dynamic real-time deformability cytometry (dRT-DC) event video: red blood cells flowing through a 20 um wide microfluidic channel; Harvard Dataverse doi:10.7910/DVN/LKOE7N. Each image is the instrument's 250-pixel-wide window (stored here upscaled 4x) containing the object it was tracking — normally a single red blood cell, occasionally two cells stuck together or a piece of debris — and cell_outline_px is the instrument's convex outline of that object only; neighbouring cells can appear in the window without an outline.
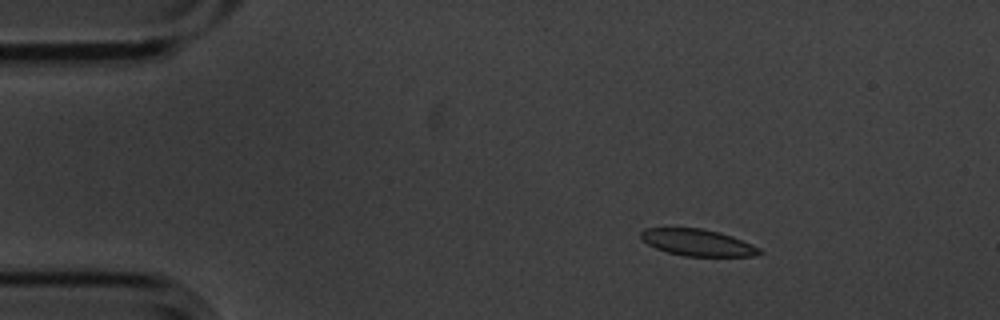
{"species": "common noctule bat (a hibernating species)", "species_latin": "Nyctalus noctula", "temperature_condition": "cold", "stored_images_in_passage": 55, "camera_frame_rate_fps": 3000, "um_per_image_px": 0.085, "animal": {"sex": "male", "body_mass_g": 20.1, "forearm_length_mm": 53.5}, "frame": {"image": 1, "passage_image": 8, "time_ms": 2.333, "image_size_px": [1000, 320], "cell_outline_px": [[764, 252], [756, 256], [684, 256], [668, 252], [656, 248], [648, 244], [640, 236], [640, 232], [644, 228], [700, 228], [720, 232], [732, 236], [752, 244], [760, 248]], "centroid_in_image_um": [59.33, 20.62], "position_along_channel_um": 25.7, "area_um2": 18.44}}
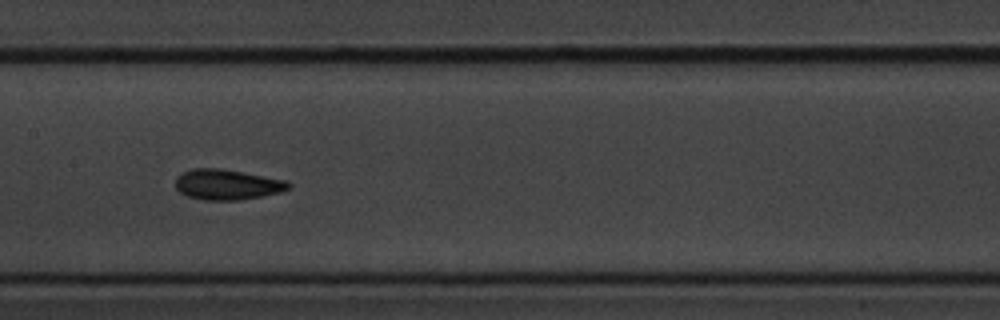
{"frame": {"image": 2, "passage_image": 27, "time_ms": 8.667, "image_size_px": [1000, 320], "cell_outline_px": [[292, 184], [288, 188], [280, 192], [240, 200], [204, 200], [188, 196], [180, 192], [176, 188], [176, 176], [180, 172], [192, 168], [220, 168], [284, 180]], "centroid_in_image_um": [19.24, 15.68], "position_along_channel_um": 188.2, "area_um2": 19.88}}
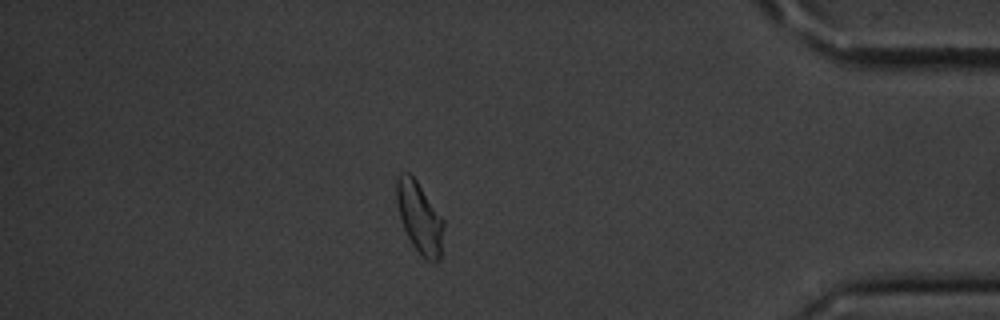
{"frame": {"image": 3, "passage_image": 48, "time_ms": 15.667, "image_size_px": [1000, 320], "cell_outline_px": [[444, 224], [440, 260], [424, 260], [412, 244], [404, 228], [400, 216], [396, 200], [396, 176], [404, 172], [408, 172], [416, 180], [444, 220]], "centroid_in_image_um": [35.66, 18.49], "position_along_channel_um": 399.5, "area_um2": 19.31}, "authors_computed_cell_mechanics": {"area_um2": 19.363, "velocity_mm_per_s": 3.5504, "shape_relaxation_time_tau1_ms": 2.8275, "shape_relaxation_time_tau2_ms": 2.5958, "deformation_change_tau1": 0.0816, "deformation_change_tau2": 0.0652}}